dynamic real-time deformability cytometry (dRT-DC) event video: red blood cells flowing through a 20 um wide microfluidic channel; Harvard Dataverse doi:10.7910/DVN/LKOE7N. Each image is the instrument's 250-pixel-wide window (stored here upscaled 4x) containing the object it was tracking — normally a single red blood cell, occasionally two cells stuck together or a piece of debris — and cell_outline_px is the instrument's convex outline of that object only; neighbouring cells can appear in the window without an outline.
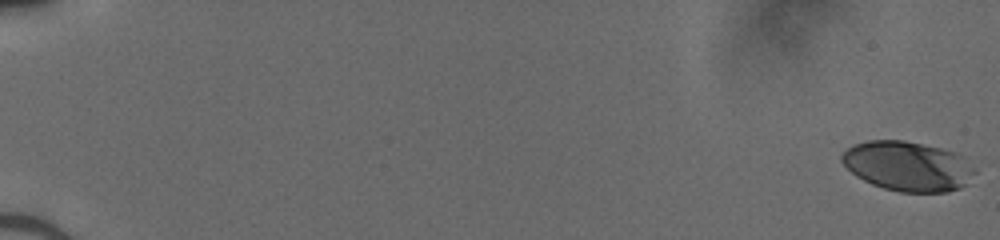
{"species": "human", "species_latin": "Homo sapiens", "temperature_condition": "cold", "stored_images_in_passage": 52, "camera_frame_rate_fps": 3000, "um_per_image_px": 0.085, "donor": {"sex": "male"}, "frame": {"image": 1, "passage_image": 1, "time_ms": 0.0, "image_size_px": [1000, 240], "cell_outline_px": [[976, 172], [960, 188], [948, 192], [900, 192], [884, 188], [872, 184], [856, 176], [840, 160], [840, 156], [848, 148], [856, 144], [868, 140], [904, 140], [940, 148], [956, 152], [964, 156]], "centroid_in_image_um": [77.16, 14.12], "position_along_channel_um": 7.8, "area_um2": 38.32}}
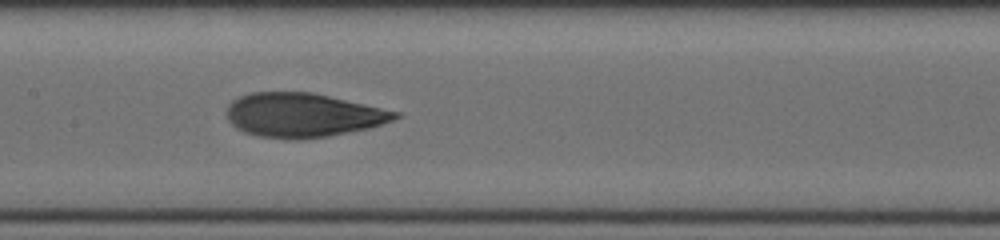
{"frame": {"image": 2, "passage_image": 29, "time_ms": 9.333, "image_size_px": [1000, 240], "cell_outline_px": [[400, 116], [392, 120], [368, 128], [328, 136], [300, 140], [260, 136], [244, 132], [236, 128], [228, 120], [228, 104], [232, 100], [240, 96], [252, 92], [312, 92], [400, 112]], "centroid_in_image_um": [25.72, 9.78], "position_along_channel_um": 181.7, "area_um2": 42.95}}
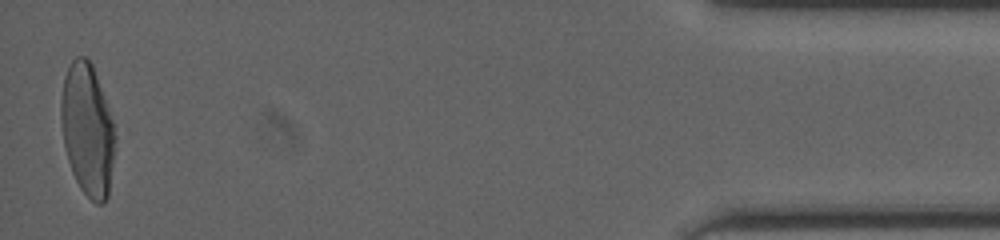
{"frame": {"image": 3, "passage_image": 52, "time_ms": 17.0, "image_size_px": [1000, 240], "cell_outline_px": [[116, 136], [108, 196], [104, 204], [96, 204], [80, 188], [72, 172], [68, 160], [64, 144], [60, 116], [60, 100], [64, 76], [72, 60], [76, 56], [84, 56], [92, 64], [104, 96], [112, 120]], "centroid_in_image_um": [7.42, 11.02], "position_along_channel_um": 427.8, "area_um2": 41.44}}